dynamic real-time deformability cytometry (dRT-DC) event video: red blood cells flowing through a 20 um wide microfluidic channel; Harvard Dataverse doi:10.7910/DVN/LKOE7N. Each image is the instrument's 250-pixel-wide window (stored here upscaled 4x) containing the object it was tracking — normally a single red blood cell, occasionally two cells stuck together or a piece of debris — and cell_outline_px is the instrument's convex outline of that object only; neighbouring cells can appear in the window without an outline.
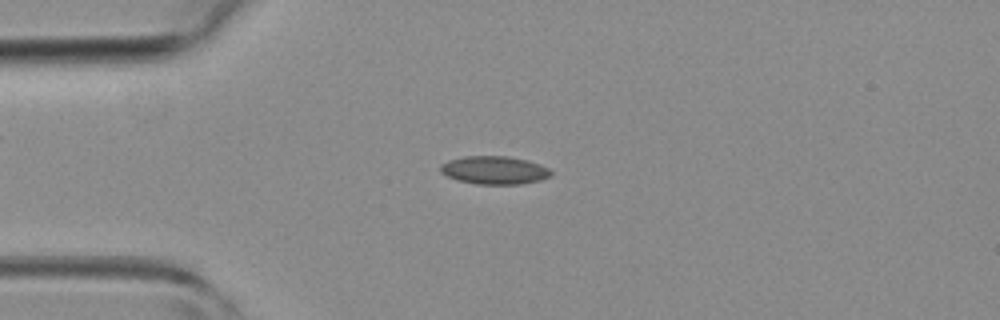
{"species": "common noctule bat (a hibernating species)", "species_latin": "Nyctalus noctula", "temperature_condition": "room temperature", "stored_images_in_passage": 15, "camera_frame_rate_fps": 3000, "um_per_image_px": 0.085, "animal": {"sex": "female", "body_mass_g": 19.3, "forearm_length_mm": 54.1}, "frame": {"image": 1, "passage_image": 10, "time_ms": 3.0, "image_size_px": [1000, 320], "cell_outline_px": [[552, 176], [540, 180], [520, 184], [476, 184], [460, 180], [448, 176], [440, 172], [440, 164], [448, 160], [464, 156], [508, 156], [528, 160], [540, 164], [548, 168], [552, 172]], "centroid_in_image_um": [42.03, 14.45], "position_along_channel_um": 43.0, "area_um2": 18.15}}
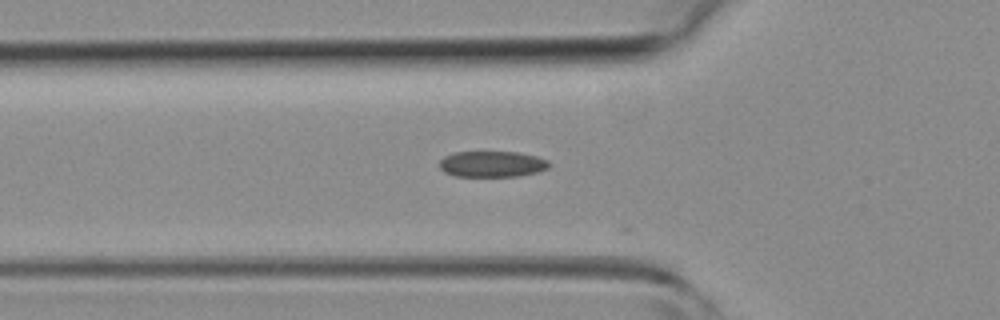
{"frame": {"image": 2, "passage_image": 14, "time_ms": 4.333, "image_size_px": [1000, 320], "cell_outline_px": [[552, 164], [548, 168], [536, 172], [516, 176], [456, 176], [444, 172], [440, 168], [440, 160], [444, 156], [456, 152], [516, 152], [536, 156], [548, 160]], "centroid_in_image_um": [41.83, 13.94], "position_along_channel_um": 84.0, "area_um2": 16.53}}